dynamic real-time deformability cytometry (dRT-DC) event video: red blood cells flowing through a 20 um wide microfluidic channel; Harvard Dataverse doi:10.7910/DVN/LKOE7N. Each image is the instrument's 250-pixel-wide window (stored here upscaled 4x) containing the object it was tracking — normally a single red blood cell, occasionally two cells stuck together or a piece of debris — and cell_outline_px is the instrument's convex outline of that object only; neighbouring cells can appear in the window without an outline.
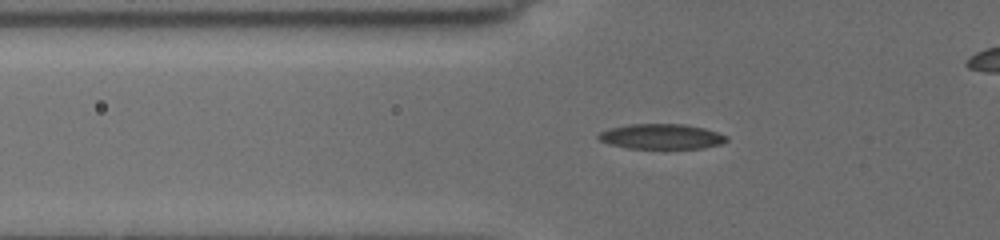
{"species": "common noctule bat (a hibernating species)", "species_latin": "Nyctalus noctula", "temperature_condition": "cold", "stored_images_in_passage": 61, "camera_frame_rate_fps": 3000, "um_per_image_px": 0.085, "animal": {"sex": "female", "body_mass_g": 19.5, "forearm_length_mm": 54.1}, "frame": {"image": 1, "passage_image": 18, "time_ms": 4.0, "image_size_px": [1000, 240], "cell_outline_px": [[728, 140], [720, 144], [704, 148], [664, 152], [628, 148], [612, 144], [600, 140], [596, 136], [600, 132], [612, 128], [628, 124], [684, 124], [704, 128], [728, 136]], "centroid_in_image_um": [56.26, 11.66], "position_along_channel_um": 69.5, "area_um2": 19.65}}
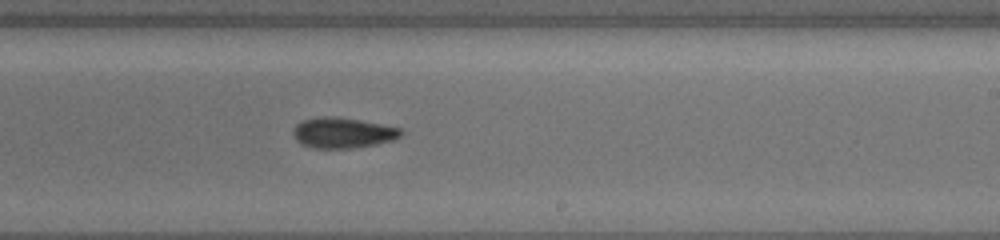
{"frame": {"image": 2, "passage_image": 39, "time_ms": 9.0, "image_size_px": [1000, 240], "cell_outline_px": [[404, 132], [400, 136], [392, 140], [376, 144], [352, 148], [312, 148], [300, 144], [296, 140], [292, 132], [296, 124], [304, 120], [324, 116], [336, 116], [360, 120], [400, 128]], "centroid_in_image_um": [29.11, 11.29], "position_along_channel_um": 259.9, "area_um2": 19.13}}
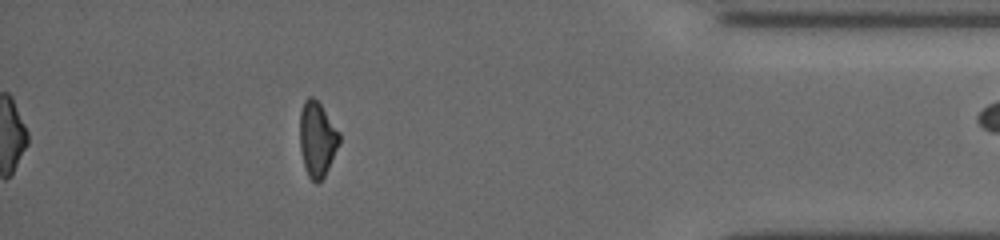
{"frame": {"image": 3, "passage_image": 60, "time_ms": 13.667, "image_size_px": [1000, 240], "cell_outline_px": [[340, 144], [324, 176], [316, 184], [308, 176], [304, 168], [300, 148], [300, 112], [304, 100], [308, 96], [312, 96], [320, 104], [340, 132]], "centroid_in_image_um": [26.96, 11.82], "position_along_channel_um": 408.2, "area_um2": 17.34}}